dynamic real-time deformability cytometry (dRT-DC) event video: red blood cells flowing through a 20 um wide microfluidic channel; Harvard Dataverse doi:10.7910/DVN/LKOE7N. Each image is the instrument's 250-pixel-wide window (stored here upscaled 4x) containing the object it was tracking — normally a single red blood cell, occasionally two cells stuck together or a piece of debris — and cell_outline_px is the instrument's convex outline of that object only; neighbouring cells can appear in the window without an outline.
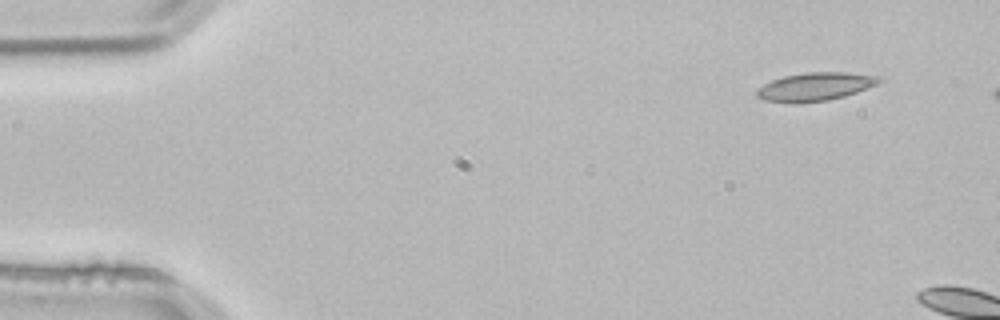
{"species": "common noctule bat (a hibernating species)", "species_latin": "Nyctalus noctula", "temperature_condition": "room temperature", "stored_images_in_passage": 2, "camera_frame_rate_fps": 3000, "um_per_image_px": 0.085, "animal": {"sex": "male", "body_mass_g": 21.5, "forearm_length_mm": 52.0}, "frame": {"image": 1, "passage_image": 1, "time_ms": 0.0, "image_size_px": [1000, 320], "cell_outline_px": [[884, 80], [876, 84], [856, 92], [844, 96], [828, 100], [792, 104], [764, 100], [756, 96], [756, 88], [772, 80], [784, 76], [804, 72], [844, 72], [880, 76]], "centroid_in_image_um": [69.25, 7.37], "position_along_channel_um": 15.7, "area_um2": 20.29}}